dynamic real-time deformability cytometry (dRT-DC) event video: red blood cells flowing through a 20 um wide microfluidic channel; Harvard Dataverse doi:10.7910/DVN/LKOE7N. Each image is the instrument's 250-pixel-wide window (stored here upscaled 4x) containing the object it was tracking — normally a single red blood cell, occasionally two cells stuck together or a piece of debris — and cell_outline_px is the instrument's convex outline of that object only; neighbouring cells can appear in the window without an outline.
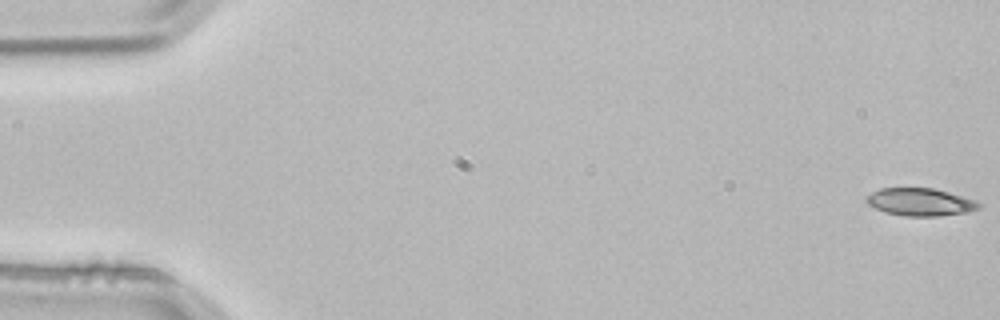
{"species": "common noctule bat (a hibernating species)", "species_latin": "Nyctalus noctula", "temperature_condition": "room temperature", "stored_images_in_passage": 3, "camera_frame_rate_fps": 3000, "um_per_image_px": 0.085, "animal": {"sex": "male", "body_mass_g": 21.5, "forearm_length_mm": 52.0}, "frame": {"image": 1, "passage_image": 1, "time_ms": 0.0, "image_size_px": [1000, 320], "cell_outline_px": [[984, 204], [980, 208], [968, 212], [940, 216], [904, 216], [884, 212], [868, 204], [864, 200], [864, 196], [880, 188], [932, 188], [948, 192], [976, 200]], "centroid_in_image_um": [78.22, 17.17], "position_along_channel_um": 6.8, "area_um2": 18.32}}
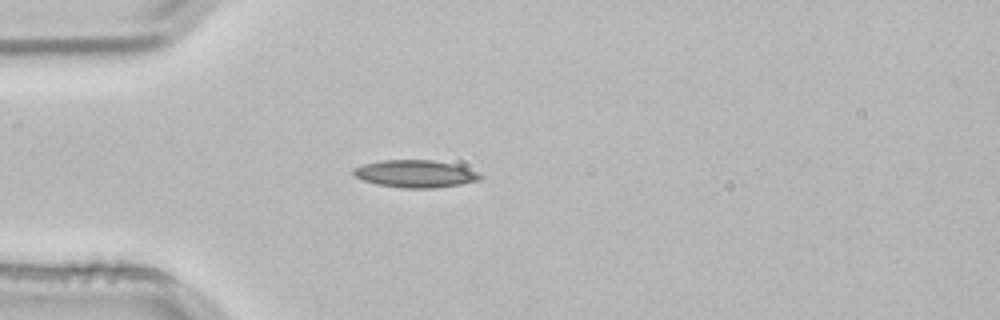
{"frame": {"image": 2, "passage_image": 3, "time_ms": 0.667, "image_size_px": [1000, 320], "cell_outline_px": [[484, 176], [480, 180], [460, 184], [436, 188], [404, 188], [376, 184], [360, 180], [352, 176], [352, 168], [364, 164], [380, 160], [432, 160], [452, 164], [476, 172]], "centroid_in_image_um": [35.22, 14.78], "position_along_channel_um": 49.8, "area_um2": 20.29}}